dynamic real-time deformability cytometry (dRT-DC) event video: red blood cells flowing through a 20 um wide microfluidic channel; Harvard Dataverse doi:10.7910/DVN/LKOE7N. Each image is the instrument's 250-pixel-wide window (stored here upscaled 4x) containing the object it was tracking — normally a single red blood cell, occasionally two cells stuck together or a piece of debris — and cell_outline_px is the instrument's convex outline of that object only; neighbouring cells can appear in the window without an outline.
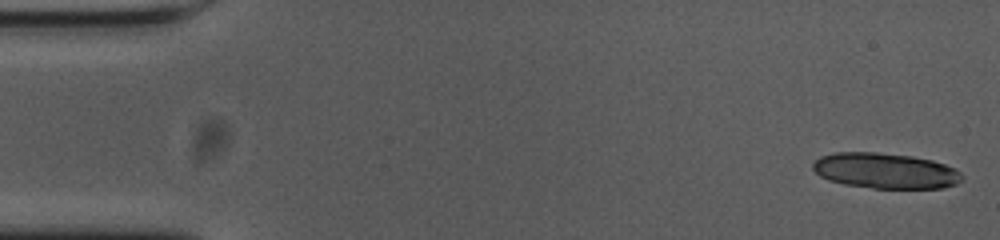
{"species": "common noctule bat (a hibernating species)", "species_latin": "Nyctalus noctula", "temperature_condition": "cold", "stored_images_in_passage": 50, "camera_frame_rate_fps": 3000, "um_per_image_px": 0.085, "animal": {"sex": "female", "body_mass_g": 23.0, "forearm_length_mm": 53.4}, "frame": {"image": 1, "passage_image": 1, "time_ms": 0.0, "image_size_px": [1000, 240], "cell_outline_px": [[964, 176], [956, 184], [944, 188], [872, 188], [844, 184], [828, 180], [820, 176], [812, 168], [812, 164], [820, 156], [836, 152], [876, 152], [912, 156], [932, 160], [956, 168]], "centroid_in_image_um": [75.26, 14.51], "position_along_channel_um": 9.7, "area_um2": 30.98}}
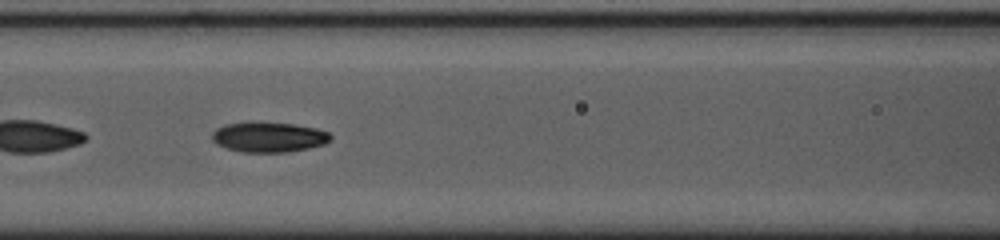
{"frame": {"image": 2, "passage_image": 23, "time_ms": 7.333, "image_size_px": [1000, 240], "cell_outline_px": [[332, 140], [324, 144], [308, 148], [288, 152], [244, 152], [228, 148], [212, 140], [212, 132], [216, 128], [224, 124], [248, 120], [292, 124], [316, 128], [328, 132], [332, 136]], "centroid_in_image_um": [22.84, 11.62], "position_along_channel_um": 143.8, "area_um2": 21.1}}
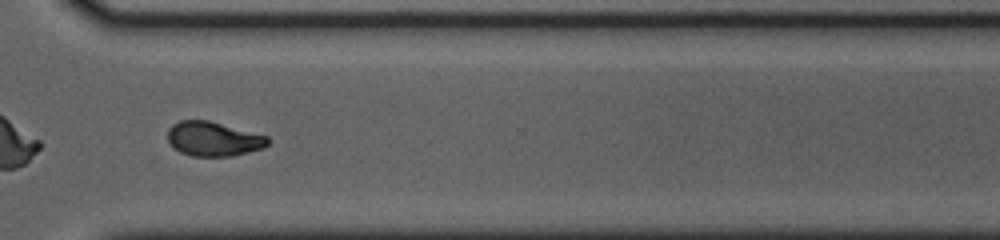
{"frame": {"image": 3, "passage_image": 40, "time_ms": 13.0, "image_size_px": [1000, 240], "cell_outline_px": [[268, 144], [264, 148], [232, 156], [192, 156], [180, 152], [172, 148], [168, 140], [168, 128], [172, 124], [180, 120], [208, 120], [268, 136]], "centroid_in_image_um": [18.11, 11.81], "position_along_channel_um": 352.5, "area_um2": 20.17}}